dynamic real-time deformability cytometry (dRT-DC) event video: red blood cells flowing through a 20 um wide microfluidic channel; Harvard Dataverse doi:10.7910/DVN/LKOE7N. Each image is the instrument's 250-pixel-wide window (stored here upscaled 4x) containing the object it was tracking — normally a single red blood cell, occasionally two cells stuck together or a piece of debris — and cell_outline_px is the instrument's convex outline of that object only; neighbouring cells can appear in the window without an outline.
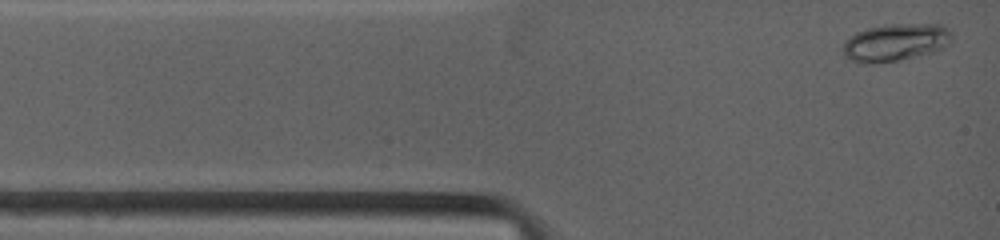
{"species": "common noctule bat (a hibernating species)", "species_latin": "Nyctalus noctula", "temperature_condition": "warm", "stored_images_in_passage": 22, "camera_frame_rate_fps": 4500, "um_per_image_px": 0.085, "animal": {"sex": "female", "body_mass_g": 19.0, "forearm_length_mm": 53.3}, "frame": {"image": 1, "passage_image": 1, "time_ms": 0.0, "image_size_px": [1000, 240], "cell_outline_px": [[952, 40], [944, 48], [936, 52], [896, 60], [872, 64], [860, 64], [844, 56], [840, 48], [844, 40], [856, 32], [868, 28], [892, 24], [940, 24], [948, 28], [952, 32]], "centroid_in_image_um": [76.1, 3.61], "position_along_channel_um": 8.9, "area_um2": 24.16}}
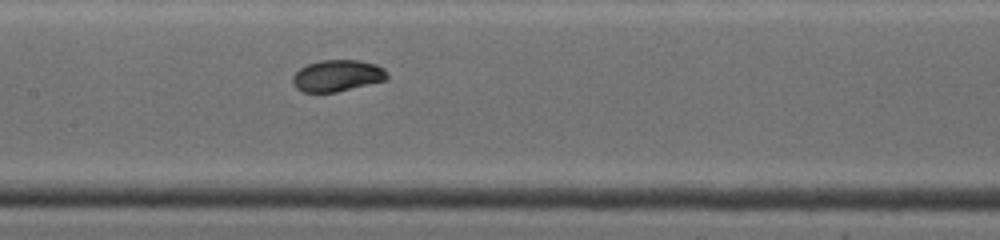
{"frame": {"image": 2, "passage_image": 16, "time_ms": 5.333, "image_size_px": [1000, 240], "cell_outline_px": [[388, 80], [336, 92], [304, 92], [296, 88], [292, 84], [292, 76], [300, 68], [308, 64], [320, 60], [360, 60], [376, 64], [384, 68], [388, 72]], "centroid_in_image_um": [28.69, 6.43], "position_along_channel_um": 178.7, "area_um2": 17.57}}
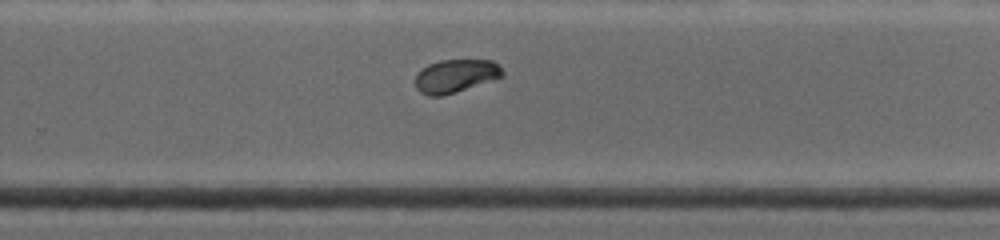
{"frame": {"image": 3, "passage_image": 22, "time_ms": 8.222, "image_size_px": [1000, 240], "cell_outline_px": [[504, 76], [444, 96], [428, 96], [420, 92], [416, 88], [416, 72], [420, 68], [428, 64], [440, 60], [492, 60], [504, 72]], "centroid_in_image_um": [38.68, 6.46], "position_along_channel_um": 291.1, "area_um2": 16.94}}